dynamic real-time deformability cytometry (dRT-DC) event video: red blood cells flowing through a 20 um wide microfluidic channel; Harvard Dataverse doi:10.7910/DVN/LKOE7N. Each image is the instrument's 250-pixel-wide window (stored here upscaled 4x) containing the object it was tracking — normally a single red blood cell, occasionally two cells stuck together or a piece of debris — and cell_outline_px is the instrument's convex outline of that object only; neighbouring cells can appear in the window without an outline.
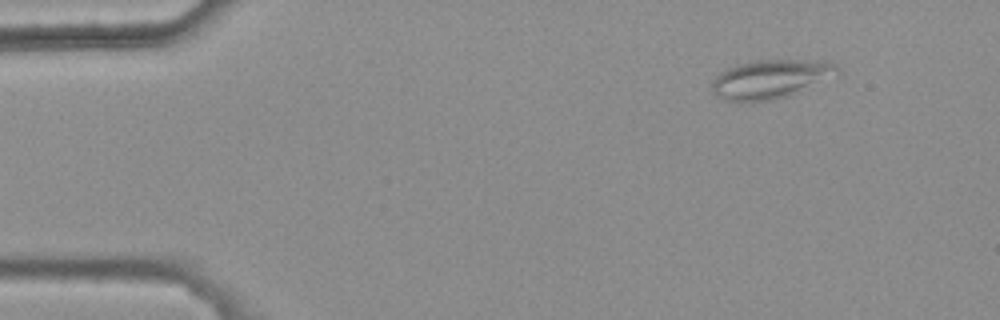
{"species": "common noctule bat (a hibernating species)", "species_latin": "Nyctalus noctula", "temperature_condition": "warm", "stored_images_in_passage": 44, "camera_frame_rate_fps": 3000, "um_per_image_px": 0.085, "animal": {"sex": "female", "body_mass_g": 25.1}, "frame": {"image": 1, "passage_image": 1, "time_ms": 0.0, "image_size_px": [1000, 320], "cell_outline_px": [[840, 72], [788, 96], [772, 100], [724, 100], [712, 92], [712, 80], [720, 72], [736, 64], [756, 60], [832, 60], [840, 68]], "centroid_in_image_um": [65.5, 6.68], "position_along_channel_um": 19.5, "area_um2": 28.03}}
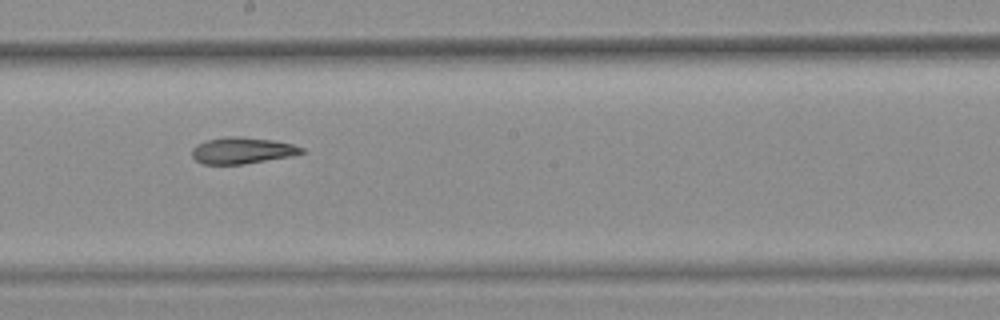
{"frame": {"image": 2, "passage_image": 25, "time_ms": 8.0, "image_size_px": [1000, 320], "cell_outline_px": [[304, 152], [292, 156], [244, 164], [200, 164], [192, 156], [192, 148], [196, 144], [208, 140], [224, 136], [244, 136], [272, 140], [292, 144], [304, 148]], "centroid_in_image_um": [20.57, 12.79], "position_along_channel_um": 227.6, "area_um2": 16.99}}
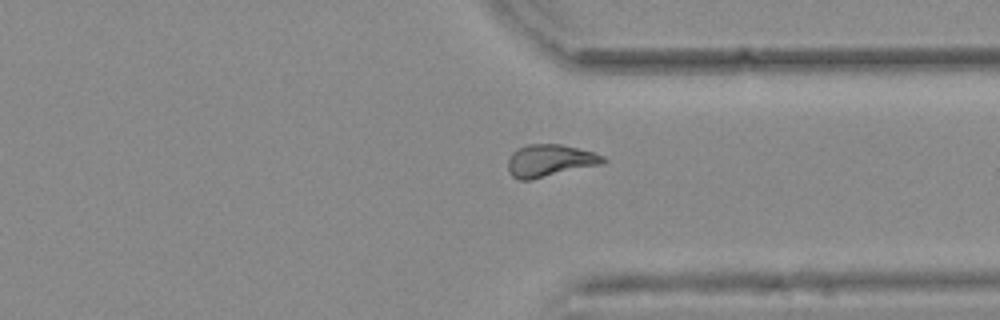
{"frame": {"image": 3, "passage_image": 36, "time_ms": 11.667, "image_size_px": [1000, 320], "cell_outline_px": [[608, 160], [604, 164], [532, 180], [520, 180], [512, 176], [508, 172], [508, 160], [512, 152], [516, 148], [528, 144], [560, 144], [592, 152], [604, 156]], "centroid_in_image_um": [46.74, 13.66], "position_along_channel_um": 364.7, "area_um2": 18.15}, "authors_computed_cell_mechanics": {"area_um2": 17.6579, "velocity_mm_per_s": 3.7343, "shape_relaxation_time_tau1_ms": null, "shape_relaxation_time_tau2_ms": 3.6995, "deformation_change_tau1": null, "deformation_change_tau2": 0.0936}}